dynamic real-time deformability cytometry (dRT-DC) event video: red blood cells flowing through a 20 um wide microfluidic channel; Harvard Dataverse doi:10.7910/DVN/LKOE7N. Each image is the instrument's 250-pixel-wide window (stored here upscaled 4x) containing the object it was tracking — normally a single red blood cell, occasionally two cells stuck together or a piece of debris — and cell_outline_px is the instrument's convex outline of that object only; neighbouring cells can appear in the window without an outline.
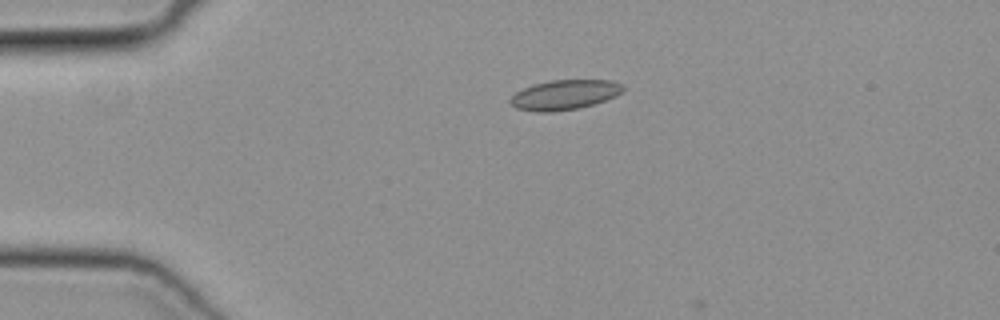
{"species": "common noctule bat (a hibernating species)", "species_latin": "Nyctalus noctula", "temperature_condition": "cold", "stored_images_in_passage": 6, "camera_frame_rate_fps": 3000, "um_per_image_px": 0.085, "animal": {"sex": "female", "body_mass_g": 19.3, "forearm_length_mm": 54.1}, "frame": {"image": 1, "passage_image": 3, "time_ms": 0.667, "image_size_px": [1000, 320], "cell_outline_px": [[624, 88], [616, 96], [580, 108], [552, 112], [536, 112], [516, 108], [508, 100], [516, 92], [532, 84], [552, 80], [612, 80], [624, 84]], "centroid_in_image_um": [47.98, 8.05], "position_along_channel_um": 37.0, "area_um2": 19.59}}